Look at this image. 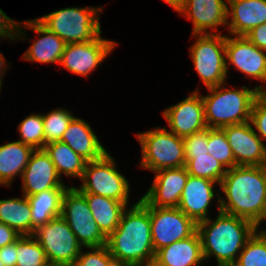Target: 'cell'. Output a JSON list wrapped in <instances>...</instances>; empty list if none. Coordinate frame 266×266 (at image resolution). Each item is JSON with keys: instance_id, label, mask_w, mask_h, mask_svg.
Returning <instances> with one entry per match:
<instances>
[{"instance_id": "obj_33", "label": "cell", "mask_w": 266, "mask_h": 266, "mask_svg": "<svg viewBox=\"0 0 266 266\" xmlns=\"http://www.w3.org/2000/svg\"><path fill=\"white\" fill-rule=\"evenodd\" d=\"M74 116L65 109H56L47 115H42L44 122V146L61 141L64 132L67 130Z\"/></svg>"}, {"instance_id": "obj_1", "label": "cell", "mask_w": 266, "mask_h": 266, "mask_svg": "<svg viewBox=\"0 0 266 266\" xmlns=\"http://www.w3.org/2000/svg\"><path fill=\"white\" fill-rule=\"evenodd\" d=\"M106 246L119 266H152L155 251L149 206L140 199L128 212L125 210L116 229L107 237Z\"/></svg>"}, {"instance_id": "obj_31", "label": "cell", "mask_w": 266, "mask_h": 266, "mask_svg": "<svg viewBox=\"0 0 266 266\" xmlns=\"http://www.w3.org/2000/svg\"><path fill=\"white\" fill-rule=\"evenodd\" d=\"M208 154L218 160L223 167L231 169L236 167L232 149L227 141L224 130L220 128H208Z\"/></svg>"}, {"instance_id": "obj_12", "label": "cell", "mask_w": 266, "mask_h": 266, "mask_svg": "<svg viewBox=\"0 0 266 266\" xmlns=\"http://www.w3.org/2000/svg\"><path fill=\"white\" fill-rule=\"evenodd\" d=\"M222 129L237 166H263L266 163V146L252 128L250 121Z\"/></svg>"}, {"instance_id": "obj_28", "label": "cell", "mask_w": 266, "mask_h": 266, "mask_svg": "<svg viewBox=\"0 0 266 266\" xmlns=\"http://www.w3.org/2000/svg\"><path fill=\"white\" fill-rule=\"evenodd\" d=\"M43 149L55 165L59 177L64 173L67 176L82 178L88 161L74 152L66 143L52 142L45 145Z\"/></svg>"}, {"instance_id": "obj_34", "label": "cell", "mask_w": 266, "mask_h": 266, "mask_svg": "<svg viewBox=\"0 0 266 266\" xmlns=\"http://www.w3.org/2000/svg\"><path fill=\"white\" fill-rule=\"evenodd\" d=\"M21 133L20 142L31 146L34 150L44 148V122L42 115L33 114L22 120L18 126Z\"/></svg>"}, {"instance_id": "obj_38", "label": "cell", "mask_w": 266, "mask_h": 266, "mask_svg": "<svg viewBox=\"0 0 266 266\" xmlns=\"http://www.w3.org/2000/svg\"><path fill=\"white\" fill-rule=\"evenodd\" d=\"M19 27V29H18ZM21 27L16 24L15 21L10 19L1 9H0V37H10L11 39H14V36L16 35L18 37V31ZM17 30L16 32L13 31ZM13 31V32H12Z\"/></svg>"}, {"instance_id": "obj_25", "label": "cell", "mask_w": 266, "mask_h": 266, "mask_svg": "<svg viewBox=\"0 0 266 266\" xmlns=\"http://www.w3.org/2000/svg\"><path fill=\"white\" fill-rule=\"evenodd\" d=\"M34 149L20 141L0 146V184L9 186L17 173H23Z\"/></svg>"}, {"instance_id": "obj_27", "label": "cell", "mask_w": 266, "mask_h": 266, "mask_svg": "<svg viewBox=\"0 0 266 266\" xmlns=\"http://www.w3.org/2000/svg\"><path fill=\"white\" fill-rule=\"evenodd\" d=\"M65 190L48 189L32 196H27L31 207L32 225L35 228L61 216L62 196Z\"/></svg>"}, {"instance_id": "obj_26", "label": "cell", "mask_w": 266, "mask_h": 266, "mask_svg": "<svg viewBox=\"0 0 266 266\" xmlns=\"http://www.w3.org/2000/svg\"><path fill=\"white\" fill-rule=\"evenodd\" d=\"M0 200V223L13 228L19 235H33L31 207L28 198Z\"/></svg>"}, {"instance_id": "obj_42", "label": "cell", "mask_w": 266, "mask_h": 266, "mask_svg": "<svg viewBox=\"0 0 266 266\" xmlns=\"http://www.w3.org/2000/svg\"><path fill=\"white\" fill-rule=\"evenodd\" d=\"M164 1L167 2L170 6H172L177 12L181 11L184 3V0H164Z\"/></svg>"}, {"instance_id": "obj_7", "label": "cell", "mask_w": 266, "mask_h": 266, "mask_svg": "<svg viewBox=\"0 0 266 266\" xmlns=\"http://www.w3.org/2000/svg\"><path fill=\"white\" fill-rule=\"evenodd\" d=\"M61 217L84 247H102L107 237L101 232L84 194L76 187H69L62 196Z\"/></svg>"}, {"instance_id": "obj_43", "label": "cell", "mask_w": 266, "mask_h": 266, "mask_svg": "<svg viewBox=\"0 0 266 266\" xmlns=\"http://www.w3.org/2000/svg\"><path fill=\"white\" fill-rule=\"evenodd\" d=\"M4 64H5V62H4V59H3V55L0 54V72H1V73H3V72L1 71V70H2L1 68L4 66ZM1 73H0V82L2 81V80H1V79H2V78H1V75H3V74H1Z\"/></svg>"}, {"instance_id": "obj_32", "label": "cell", "mask_w": 266, "mask_h": 266, "mask_svg": "<svg viewBox=\"0 0 266 266\" xmlns=\"http://www.w3.org/2000/svg\"><path fill=\"white\" fill-rule=\"evenodd\" d=\"M257 233L246 242L233 266H266V237Z\"/></svg>"}, {"instance_id": "obj_9", "label": "cell", "mask_w": 266, "mask_h": 266, "mask_svg": "<svg viewBox=\"0 0 266 266\" xmlns=\"http://www.w3.org/2000/svg\"><path fill=\"white\" fill-rule=\"evenodd\" d=\"M191 47L194 67L207 88L224 83L227 76L226 36L218 34H198ZM224 54V55H223Z\"/></svg>"}, {"instance_id": "obj_39", "label": "cell", "mask_w": 266, "mask_h": 266, "mask_svg": "<svg viewBox=\"0 0 266 266\" xmlns=\"http://www.w3.org/2000/svg\"><path fill=\"white\" fill-rule=\"evenodd\" d=\"M245 37L258 48L266 51V23L254 27Z\"/></svg>"}, {"instance_id": "obj_21", "label": "cell", "mask_w": 266, "mask_h": 266, "mask_svg": "<svg viewBox=\"0 0 266 266\" xmlns=\"http://www.w3.org/2000/svg\"><path fill=\"white\" fill-rule=\"evenodd\" d=\"M232 15L229 23L230 34L233 36H246L254 27L266 23V0H227Z\"/></svg>"}, {"instance_id": "obj_41", "label": "cell", "mask_w": 266, "mask_h": 266, "mask_svg": "<svg viewBox=\"0 0 266 266\" xmlns=\"http://www.w3.org/2000/svg\"><path fill=\"white\" fill-rule=\"evenodd\" d=\"M20 236L13 228L0 223V248L16 241Z\"/></svg>"}, {"instance_id": "obj_35", "label": "cell", "mask_w": 266, "mask_h": 266, "mask_svg": "<svg viewBox=\"0 0 266 266\" xmlns=\"http://www.w3.org/2000/svg\"><path fill=\"white\" fill-rule=\"evenodd\" d=\"M90 249L92 252L82 253L80 251L73 266H119L106 245Z\"/></svg>"}, {"instance_id": "obj_37", "label": "cell", "mask_w": 266, "mask_h": 266, "mask_svg": "<svg viewBox=\"0 0 266 266\" xmlns=\"http://www.w3.org/2000/svg\"><path fill=\"white\" fill-rule=\"evenodd\" d=\"M185 155L208 153V127L183 138Z\"/></svg>"}, {"instance_id": "obj_2", "label": "cell", "mask_w": 266, "mask_h": 266, "mask_svg": "<svg viewBox=\"0 0 266 266\" xmlns=\"http://www.w3.org/2000/svg\"><path fill=\"white\" fill-rule=\"evenodd\" d=\"M219 185L227 197V201L219 198V210L247 219L258 227L266 214L263 166L227 169Z\"/></svg>"}, {"instance_id": "obj_17", "label": "cell", "mask_w": 266, "mask_h": 266, "mask_svg": "<svg viewBox=\"0 0 266 266\" xmlns=\"http://www.w3.org/2000/svg\"><path fill=\"white\" fill-rule=\"evenodd\" d=\"M265 52L245 36L226 37L225 56L229 62L246 75L266 82Z\"/></svg>"}, {"instance_id": "obj_23", "label": "cell", "mask_w": 266, "mask_h": 266, "mask_svg": "<svg viewBox=\"0 0 266 266\" xmlns=\"http://www.w3.org/2000/svg\"><path fill=\"white\" fill-rule=\"evenodd\" d=\"M24 26L45 35L35 41L24 53L25 60L60 64L66 43L55 33L50 32L37 19L25 21Z\"/></svg>"}, {"instance_id": "obj_13", "label": "cell", "mask_w": 266, "mask_h": 266, "mask_svg": "<svg viewBox=\"0 0 266 266\" xmlns=\"http://www.w3.org/2000/svg\"><path fill=\"white\" fill-rule=\"evenodd\" d=\"M116 43L100 35L88 42L66 44L60 64L70 72L87 76L113 50Z\"/></svg>"}, {"instance_id": "obj_15", "label": "cell", "mask_w": 266, "mask_h": 266, "mask_svg": "<svg viewBox=\"0 0 266 266\" xmlns=\"http://www.w3.org/2000/svg\"><path fill=\"white\" fill-rule=\"evenodd\" d=\"M171 132L185 138L207 128L204 104L198 91L163 112Z\"/></svg>"}, {"instance_id": "obj_30", "label": "cell", "mask_w": 266, "mask_h": 266, "mask_svg": "<svg viewBox=\"0 0 266 266\" xmlns=\"http://www.w3.org/2000/svg\"><path fill=\"white\" fill-rule=\"evenodd\" d=\"M34 239L33 235H21L17 239L16 266H49L44 249Z\"/></svg>"}, {"instance_id": "obj_40", "label": "cell", "mask_w": 266, "mask_h": 266, "mask_svg": "<svg viewBox=\"0 0 266 266\" xmlns=\"http://www.w3.org/2000/svg\"><path fill=\"white\" fill-rule=\"evenodd\" d=\"M0 260L4 266H16L17 240L0 248Z\"/></svg>"}, {"instance_id": "obj_44", "label": "cell", "mask_w": 266, "mask_h": 266, "mask_svg": "<svg viewBox=\"0 0 266 266\" xmlns=\"http://www.w3.org/2000/svg\"><path fill=\"white\" fill-rule=\"evenodd\" d=\"M263 220H266V214H265ZM259 233H260L262 236L266 237V231H259Z\"/></svg>"}, {"instance_id": "obj_4", "label": "cell", "mask_w": 266, "mask_h": 266, "mask_svg": "<svg viewBox=\"0 0 266 266\" xmlns=\"http://www.w3.org/2000/svg\"><path fill=\"white\" fill-rule=\"evenodd\" d=\"M223 84L210 87V95L202 96L208 128H220L250 121L254 101L265 93L262 86L242 90L224 89ZM220 88H222L220 90Z\"/></svg>"}, {"instance_id": "obj_46", "label": "cell", "mask_w": 266, "mask_h": 266, "mask_svg": "<svg viewBox=\"0 0 266 266\" xmlns=\"http://www.w3.org/2000/svg\"><path fill=\"white\" fill-rule=\"evenodd\" d=\"M49 266H66V265H49Z\"/></svg>"}, {"instance_id": "obj_20", "label": "cell", "mask_w": 266, "mask_h": 266, "mask_svg": "<svg viewBox=\"0 0 266 266\" xmlns=\"http://www.w3.org/2000/svg\"><path fill=\"white\" fill-rule=\"evenodd\" d=\"M203 260L201 239L196 230L191 236L158 250L152 266H197Z\"/></svg>"}, {"instance_id": "obj_6", "label": "cell", "mask_w": 266, "mask_h": 266, "mask_svg": "<svg viewBox=\"0 0 266 266\" xmlns=\"http://www.w3.org/2000/svg\"><path fill=\"white\" fill-rule=\"evenodd\" d=\"M137 137L142 147L141 167L156 172L185 166L183 138L161 127Z\"/></svg>"}, {"instance_id": "obj_11", "label": "cell", "mask_w": 266, "mask_h": 266, "mask_svg": "<svg viewBox=\"0 0 266 266\" xmlns=\"http://www.w3.org/2000/svg\"><path fill=\"white\" fill-rule=\"evenodd\" d=\"M151 236L155 253L163 247L191 236L197 224L178 207L149 206Z\"/></svg>"}, {"instance_id": "obj_5", "label": "cell", "mask_w": 266, "mask_h": 266, "mask_svg": "<svg viewBox=\"0 0 266 266\" xmlns=\"http://www.w3.org/2000/svg\"><path fill=\"white\" fill-rule=\"evenodd\" d=\"M101 9L64 8L37 20L66 44L88 42L101 35L100 22L98 16H95Z\"/></svg>"}, {"instance_id": "obj_3", "label": "cell", "mask_w": 266, "mask_h": 266, "mask_svg": "<svg viewBox=\"0 0 266 266\" xmlns=\"http://www.w3.org/2000/svg\"><path fill=\"white\" fill-rule=\"evenodd\" d=\"M212 223L208 218L197 223L204 260L215 255L218 266H233L235 255L258 230L257 226L244 218L218 211Z\"/></svg>"}, {"instance_id": "obj_24", "label": "cell", "mask_w": 266, "mask_h": 266, "mask_svg": "<svg viewBox=\"0 0 266 266\" xmlns=\"http://www.w3.org/2000/svg\"><path fill=\"white\" fill-rule=\"evenodd\" d=\"M95 222L101 232L108 237L118 226L126 205L108 197L96 194H84Z\"/></svg>"}, {"instance_id": "obj_8", "label": "cell", "mask_w": 266, "mask_h": 266, "mask_svg": "<svg viewBox=\"0 0 266 266\" xmlns=\"http://www.w3.org/2000/svg\"><path fill=\"white\" fill-rule=\"evenodd\" d=\"M33 236L44 249L49 265L75 264L82 245L61 216L37 227Z\"/></svg>"}, {"instance_id": "obj_36", "label": "cell", "mask_w": 266, "mask_h": 266, "mask_svg": "<svg viewBox=\"0 0 266 266\" xmlns=\"http://www.w3.org/2000/svg\"><path fill=\"white\" fill-rule=\"evenodd\" d=\"M250 122L259 131L260 139H266V93L261 95L254 101L250 116Z\"/></svg>"}, {"instance_id": "obj_16", "label": "cell", "mask_w": 266, "mask_h": 266, "mask_svg": "<svg viewBox=\"0 0 266 266\" xmlns=\"http://www.w3.org/2000/svg\"><path fill=\"white\" fill-rule=\"evenodd\" d=\"M21 177L23 194L26 197L48 189H67L62 185L55 165L44 149L32 152Z\"/></svg>"}, {"instance_id": "obj_22", "label": "cell", "mask_w": 266, "mask_h": 266, "mask_svg": "<svg viewBox=\"0 0 266 266\" xmlns=\"http://www.w3.org/2000/svg\"><path fill=\"white\" fill-rule=\"evenodd\" d=\"M61 141L88 162L98 160L107 153L89 124L80 118L72 119Z\"/></svg>"}, {"instance_id": "obj_10", "label": "cell", "mask_w": 266, "mask_h": 266, "mask_svg": "<svg viewBox=\"0 0 266 266\" xmlns=\"http://www.w3.org/2000/svg\"><path fill=\"white\" fill-rule=\"evenodd\" d=\"M78 188L83 194H96L124 204L128 202L129 183L115 168L113 158L107 152L102 158L89 161Z\"/></svg>"}, {"instance_id": "obj_29", "label": "cell", "mask_w": 266, "mask_h": 266, "mask_svg": "<svg viewBox=\"0 0 266 266\" xmlns=\"http://www.w3.org/2000/svg\"><path fill=\"white\" fill-rule=\"evenodd\" d=\"M185 167L189 175L220 183L227 172L226 168L210 154L185 155Z\"/></svg>"}, {"instance_id": "obj_45", "label": "cell", "mask_w": 266, "mask_h": 266, "mask_svg": "<svg viewBox=\"0 0 266 266\" xmlns=\"http://www.w3.org/2000/svg\"><path fill=\"white\" fill-rule=\"evenodd\" d=\"M263 174H264L265 181H266V163L263 165Z\"/></svg>"}, {"instance_id": "obj_14", "label": "cell", "mask_w": 266, "mask_h": 266, "mask_svg": "<svg viewBox=\"0 0 266 266\" xmlns=\"http://www.w3.org/2000/svg\"><path fill=\"white\" fill-rule=\"evenodd\" d=\"M155 173L153 185L141 200L152 207H178L189 175L186 167L162 169Z\"/></svg>"}, {"instance_id": "obj_18", "label": "cell", "mask_w": 266, "mask_h": 266, "mask_svg": "<svg viewBox=\"0 0 266 266\" xmlns=\"http://www.w3.org/2000/svg\"><path fill=\"white\" fill-rule=\"evenodd\" d=\"M215 181L188 175L178 208L196 224L207 220V211L214 197Z\"/></svg>"}, {"instance_id": "obj_19", "label": "cell", "mask_w": 266, "mask_h": 266, "mask_svg": "<svg viewBox=\"0 0 266 266\" xmlns=\"http://www.w3.org/2000/svg\"><path fill=\"white\" fill-rule=\"evenodd\" d=\"M228 6L223 0H184L179 13L187 14L193 21V35L208 34V28L227 24Z\"/></svg>"}]
</instances>
